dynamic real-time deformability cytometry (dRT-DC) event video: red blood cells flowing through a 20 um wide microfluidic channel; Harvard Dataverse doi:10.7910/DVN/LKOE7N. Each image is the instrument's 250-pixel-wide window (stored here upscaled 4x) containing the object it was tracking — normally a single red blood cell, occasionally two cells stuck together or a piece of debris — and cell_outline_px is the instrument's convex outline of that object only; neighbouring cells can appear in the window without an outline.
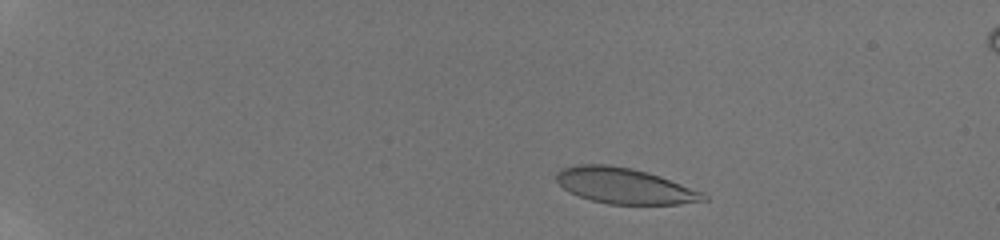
{"species": "human", "species_latin": "Homo sapiens", "temperature_condition": "room temperature", "stored_images_in_passage": 10, "camera_frame_rate_fps": 3000, "um_per_image_px": 0.085, "donor": {"sex": "male"}, "frame": {"image": 1, "passage_image": 2, "time_ms": 1.0, "image_size_px": [1000, 240], "cell_outline_px": [[708, 200], [680, 204], [608, 204], [592, 200], [580, 196], [564, 188], [556, 180], [556, 176], [560, 168], [580, 164], [608, 164], [632, 168], [648, 172], [660, 176], [704, 192], [708, 196]], "centroid_in_image_um": [53.12, 15.79], "position_along_channel_um": 31.9, "area_um2": 30.58}}
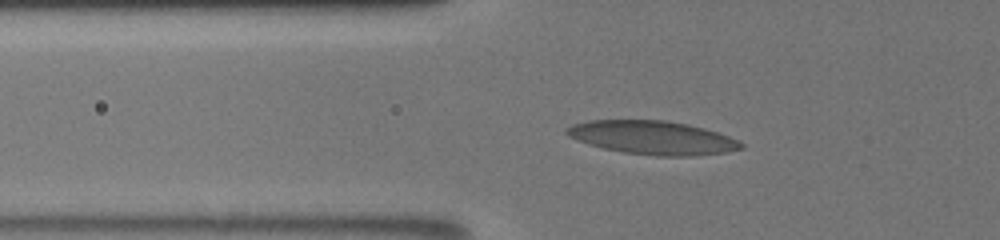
{"frame": {"image": 2, "passage_image": 6, "time_ms": 4.667, "image_size_px": [1000, 240], "cell_outline_px": [[744, 148], [728, 152], [696, 156], [656, 156], [624, 152], [604, 148], [588, 144], [576, 140], [568, 136], [564, 132], [564, 128], [572, 124], [588, 120], [664, 120], [688, 124], [704, 128], [728, 136], [744, 144]], "centroid_in_image_um": [55.44, 11.7], "position_along_channel_um": 70.4, "area_um2": 34.28}}
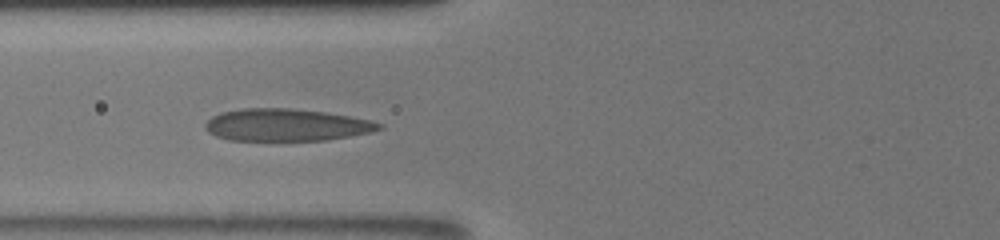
{"frame": {"image": 3, "passage_image": 7, "time_ms": 5.667, "image_size_px": [1000, 240], "cell_outline_px": [[384, 128], [368, 132], [328, 140], [228, 140], [216, 136], [208, 132], [204, 128], [204, 124], [212, 116], [224, 112], [244, 108], [292, 108], [324, 112], [348, 116], [368, 120], [384, 124]], "centroid_in_image_um": [24.31, 10.62], "position_along_channel_um": 101.5, "area_um2": 32.43}}